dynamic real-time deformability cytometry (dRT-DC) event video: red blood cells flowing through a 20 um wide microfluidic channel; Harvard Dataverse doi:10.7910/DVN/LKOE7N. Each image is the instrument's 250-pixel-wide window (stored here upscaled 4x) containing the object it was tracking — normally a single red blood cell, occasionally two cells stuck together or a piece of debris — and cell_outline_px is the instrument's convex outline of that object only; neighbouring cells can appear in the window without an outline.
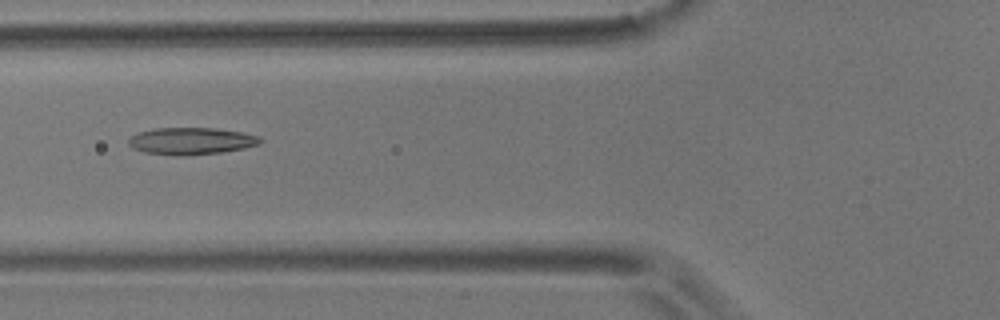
{"species": "common noctule bat (a hibernating species)", "species_latin": "Nyctalus noctula", "temperature_condition": "room temperature", "stored_images_in_passage": 3, "camera_frame_rate_fps": 3000, "um_per_image_px": 0.085, "animal": {"sex": "male", "body_mass_g": 17.9}, "frame": {"image": 1, "passage_image": 3, "time_ms": 0.667, "image_size_px": [1000, 320], "cell_outline_px": [[264, 140], [260, 144], [244, 148], [220, 152], [184, 156], [172, 156], [144, 152], [132, 148], [128, 144], [128, 140], [132, 136], [140, 132], [156, 128], [212, 128], [240, 132], [256, 136]], "centroid_in_image_um": [16.22, 12.0], "position_along_channel_um": 109.6, "area_um2": 20.63}}